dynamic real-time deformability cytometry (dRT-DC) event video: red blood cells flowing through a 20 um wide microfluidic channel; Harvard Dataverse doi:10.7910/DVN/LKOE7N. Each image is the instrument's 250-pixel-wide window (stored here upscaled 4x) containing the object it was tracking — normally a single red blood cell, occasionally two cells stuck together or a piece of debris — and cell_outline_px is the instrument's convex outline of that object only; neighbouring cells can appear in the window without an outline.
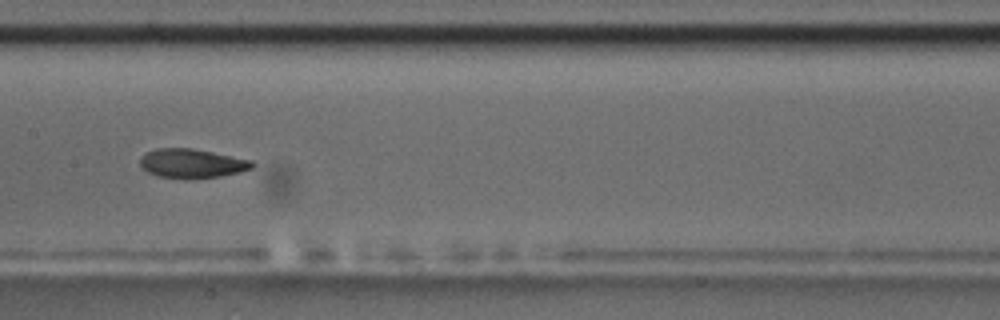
{"species": "common noctule bat (a hibernating species)", "species_latin": "Nyctalus noctula", "temperature_condition": "room temperature", "stored_images_in_passage": 8, "camera_frame_rate_fps": 3000, "um_per_image_px": 0.085, "animal": {"sex": "male", "body_mass_g": 17.5, "forearm_length_mm": 52.3}, "frame": {"image": 1, "passage_image": 8, "time_ms": 8.0, "image_size_px": [1000, 320], "cell_outline_px": [[256, 164], [252, 168], [240, 172], [220, 176], [184, 180], [156, 176], [148, 172], [140, 164], [140, 160], [144, 152], [156, 148], [192, 148], [252, 160]], "centroid_in_image_um": [16.3, 13.9], "position_along_channel_um": 191.1, "area_um2": 19.31}}